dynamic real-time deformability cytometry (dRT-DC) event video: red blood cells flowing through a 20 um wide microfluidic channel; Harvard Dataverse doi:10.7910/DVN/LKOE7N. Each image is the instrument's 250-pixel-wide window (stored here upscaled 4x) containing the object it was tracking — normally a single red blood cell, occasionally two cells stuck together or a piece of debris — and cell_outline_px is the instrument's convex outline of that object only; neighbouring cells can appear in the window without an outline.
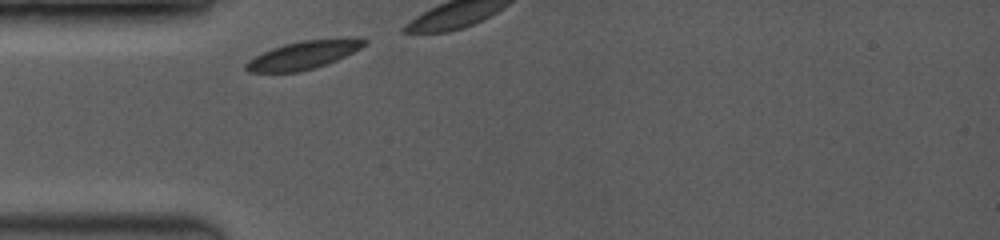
{"species": "common noctule bat (a hibernating species)", "species_latin": "Nyctalus noctula", "temperature_condition": "room temperature", "stored_images_in_passage": 11, "camera_frame_rate_fps": 3500, "um_per_image_px": 0.085, "animal": {"sex": "female", "body_mass_g": 19.0, "forearm_length_mm": 53.3}, "frame": {"image": 1, "passage_image": 1, "time_ms": 0.0, "image_size_px": [1000, 240], "cell_outline_px": [[368, 44], [336, 60], [300, 72], [248, 72], [244, 68], [244, 64], [248, 60], [272, 48], [284, 44], [304, 40], [348, 36], [364, 36], [368, 40]], "centroid_in_image_um": [25.88, 4.63], "position_along_channel_um": 59.1, "area_um2": 19.71}}